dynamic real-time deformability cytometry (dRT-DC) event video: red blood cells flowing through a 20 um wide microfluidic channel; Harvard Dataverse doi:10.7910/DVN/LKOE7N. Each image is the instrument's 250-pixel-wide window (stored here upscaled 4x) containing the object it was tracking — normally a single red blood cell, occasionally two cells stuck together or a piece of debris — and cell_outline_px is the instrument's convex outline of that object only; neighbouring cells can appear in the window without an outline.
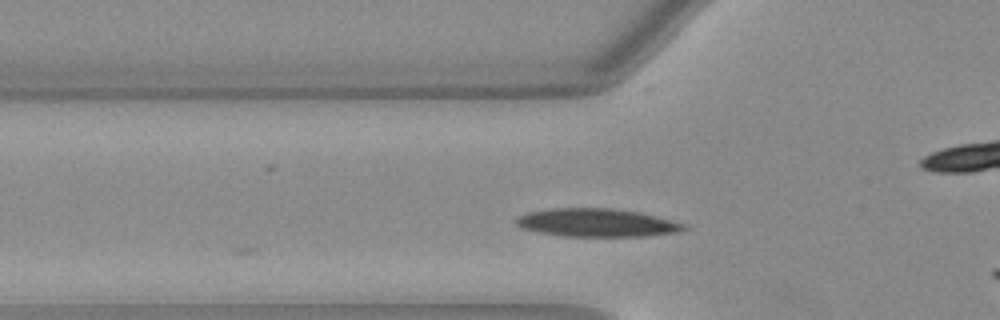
{"species": "Egyptian fruit bat (a non-hibernating species)", "species_latin": "Rousettus aegyptiacus", "temperature_condition": "warm", "stored_images_in_passage": 9, "camera_frame_rate_fps": 3000, "um_per_image_px": 0.085, "animal": {"sex": "female"}, "frame": {"image": 1, "passage_image": 2, "time_ms": 0.333, "image_size_px": [1000, 320], "cell_outline_px": [[688, 228], [680, 232], [648, 236], [560, 236], [520, 228], [516, 224], [516, 216], [528, 212], [552, 208], [612, 208], [640, 212], [684, 224]], "centroid_in_image_um": [50.7, 18.93], "position_along_channel_um": 75.1, "area_um2": 27.57}}
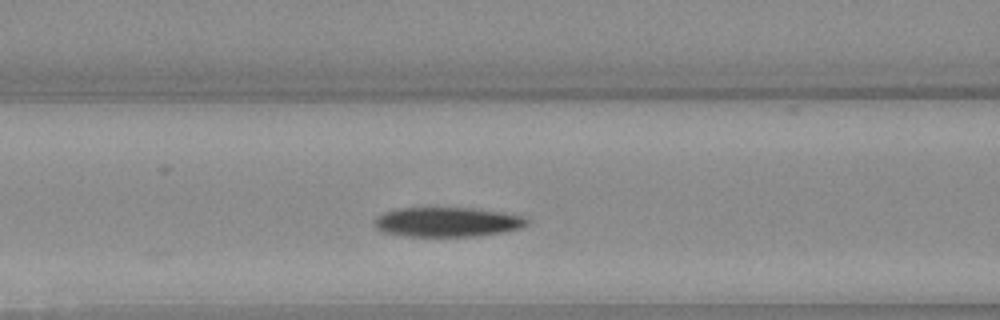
{"frame": {"image": 2, "passage_image": 6, "time_ms": 1.667, "image_size_px": [1000, 320], "cell_outline_px": [[528, 224], [520, 228], [504, 232], [476, 236], [404, 236], [380, 232], [372, 224], [372, 220], [376, 216], [384, 212], [396, 208], [476, 208], [528, 216]], "centroid_in_image_um": [37.99, 18.87], "position_along_channel_um": 128.6, "area_um2": 26.76}}